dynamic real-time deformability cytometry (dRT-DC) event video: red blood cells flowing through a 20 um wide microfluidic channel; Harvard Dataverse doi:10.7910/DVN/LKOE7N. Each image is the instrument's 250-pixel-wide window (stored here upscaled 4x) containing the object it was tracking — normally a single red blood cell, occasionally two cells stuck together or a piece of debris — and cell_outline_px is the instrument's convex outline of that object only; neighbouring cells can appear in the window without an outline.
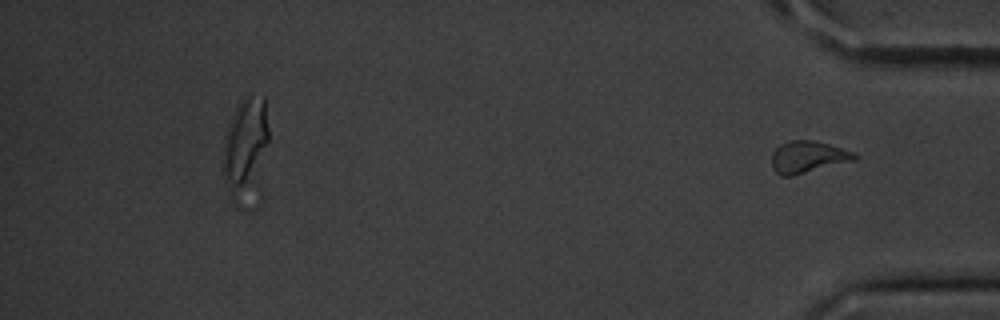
{"species": "common noctule bat (a hibernating species)", "species_latin": "Nyctalus noctula", "temperature_condition": "cold", "stored_images_in_passage": 37, "segment_of_instrument_passage": [2, 2], "camera_frame_rate_fps": 3000, "um_per_image_px": 0.085, "animal": {"sex": "male", "body_mass_g": 20.1, "forearm_length_mm": 53.5}, "frame": {"image": 1, "passage_image": 37, "time_ms": 12.0, "image_size_px": [1000, 320], "cell_outline_px": [[856, 160], [792, 176], [780, 176], [772, 168], [772, 152], [780, 144], [788, 140], [812, 140], [828, 144], [856, 152]], "centroid_in_image_um": [68.66, 13.34], "position_along_channel_um": 366.5, "area_um2": 15.49}}